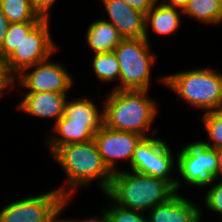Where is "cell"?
I'll return each mask as SVG.
<instances>
[{
    "instance_id": "cell-1",
    "label": "cell",
    "mask_w": 222,
    "mask_h": 222,
    "mask_svg": "<svg viewBox=\"0 0 222 222\" xmlns=\"http://www.w3.org/2000/svg\"><path fill=\"white\" fill-rule=\"evenodd\" d=\"M52 156L67 175L68 189H57L64 197L71 198L76 187L97 179L104 194L109 189L113 173L104 164L94 140L63 145Z\"/></svg>"
},
{
    "instance_id": "cell-2",
    "label": "cell",
    "mask_w": 222,
    "mask_h": 222,
    "mask_svg": "<svg viewBox=\"0 0 222 222\" xmlns=\"http://www.w3.org/2000/svg\"><path fill=\"white\" fill-rule=\"evenodd\" d=\"M147 93L148 90L112 89L103 107L104 126L148 137L146 133L158 110L156 102Z\"/></svg>"
},
{
    "instance_id": "cell-3",
    "label": "cell",
    "mask_w": 222,
    "mask_h": 222,
    "mask_svg": "<svg viewBox=\"0 0 222 222\" xmlns=\"http://www.w3.org/2000/svg\"><path fill=\"white\" fill-rule=\"evenodd\" d=\"M175 193V188L162 178L117 171L105 195L118 206L145 212L166 202Z\"/></svg>"
},
{
    "instance_id": "cell-4",
    "label": "cell",
    "mask_w": 222,
    "mask_h": 222,
    "mask_svg": "<svg viewBox=\"0 0 222 222\" xmlns=\"http://www.w3.org/2000/svg\"><path fill=\"white\" fill-rule=\"evenodd\" d=\"M192 107L222 110V74L211 68L182 71L160 80Z\"/></svg>"
},
{
    "instance_id": "cell-5",
    "label": "cell",
    "mask_w": 222,
    "mask_h": 222,
    "mask_svg": "<svg viewBox=\"0 0 222 222\" xmlns=\"http://www.w3.org/2000/svg\"><path fill=\"white\" fill-rule=\"evenodd\" d=\"M145 38H128L115 47L114 53L120 65V84L113 90H148L151 66L156 57L150 51Z\"/></svg>"
},
{
    "instance_id": "cell-6",
    "label": "cell",
    "mask_w": 222,
    "mask_h": 222,
    "mask_svg": "<svg viewBox=\"0 0 222 222\" xmlns=\"http://www.w3.org/2000/svg\"><path fill=\"white\" fill-rule=\"evenodd\" d=\"M69 200L57 189L16 200L0 211V222H56Z\"/></svg>"
},
{
    "instance_id": "cell-7",
    "label": "cell",
    "mask_w": 222,
    "mask_h": 222,
    "mask_svg": "<svg viewBox=\"0 0 222 222\" xmlns=\"http://www.w3.org/2000/svg\"><path fill=\"white\" fill-rule=\"evenodd\" d=\"M176 163L180 176L191 186H210L219 177L216 150L202 141L185 145L179 151Z\"/></svg>"
},
{
    "instance_id": "cell-8",
    "label": "cell",
    "mask_w": 222,
    "mask_h": 222,
    "mask_svg": "<svg viewBox=\"0 0 222 222\" xmlns=\"http://www.w3.org/2000/svg\"><path fill=\"white\" fill-rule=\"evenodd\" d=\"M171 152L170 147L163 140L146 137L136 146L129 166L134 172L168 181L178 192L181 181L179 178L172 177L171 173L175 166Z\"/></svg>"
},
{
    "instance_id": "cell-9",
    "label": "cell",
    "mask_w": 222,
    "mask_h": 222,
    "mask_svg": "<svg viewBox=\"0 0 222 222\" xmlns=\"http://www.w3.org/2000/svg\"><path fill=\"white\" fill-rule=\"evenodd\" d=\"M48 22L49 19H42L7 58L9 69L15 77L25 68L50 58L57 50Z\"/></svg>"
},
{
    "instance_id": "cell-10",
    "label": "cell",
    "mask_w": 222,
    "mask_h": 222,
    "mask_svg": "<svg viewBox=\"0 0 222 222\" xmlns=\"http://www.w3.org/2000/svg\"><path fill=\"white\" fill-rule=\"evenodd\" d=\"M50 58L36 65L25 68L16 76L18 85L26 87L27 93L54 92L66 94L73 85V78L69 72ZM35 67L30 73L26 71Z\"/></svg>"
},
{
    "instance_id": "cell-11",
    "label": "cell",
    "mask_w": 222,
    "mask_h": 222,
    "mask_svg": "<svg viewBox=\"0 0 222 222\" xmlns=\"http://www.w3.org/2000/svg\"><path fill=\"white\" fill-rule=\"evenodd\" d=\"M144 137L134 132L117 131L102 126L94 135V142L98 148L104 164L112 172H117V160H131L136 146Z\"/></svg>"
},
{
    "instance_id": "cell-12",
    "label": "cell",
    "mask_w": 222,
    "mask_h": 222,
    "mask_svg": "<svg viewBox=\"0 0 222 222\" xmlns=\"http://www.w3.org/2000/svg\"><path fill=\"white\" fill-rule=\"evenodd\" d=\"M109 22L123 39L145 38V14L131 8L123 0H102Z\"/></svg>"
},
{
    "instance_id": "cell-13",
    "label": "cell",
    "mask_w": 222,
    "mask_h": 222,
    "mask_svg": "<svg viewBox=\"0 0 222 222\" xmlns=\"http://www.w3.org/2000/svg\"><path fill=\"white\" fill-rule=\"evenodd\" d=\"M199 206L177 192L149 212V222H201Z\"/></svg>"
},
{
    "instance_id": "cell-14",
    "label": "cell",
    "mask_w": 222,
    "mask_h": 222,
    "mask_svg": "<svg viewBox=\"0 0 222 222\" xmlns=\"http://www.w3.org/2000/svg\"><path fill=\"white\" fill-rule=\"evenodd\" d=\"M17 108L32 116L54 118L55 123L64 115L67 94L54 92L25 93Z\"/></svg>"
},
{
    "instance_id": "cell-15",
    "label": "cell",
    "mask_w": 222,
    "mask_h": 222,
    "mask_svg": "<svg viewBox=\"0 0 222 222\" xmlns=\"http://www.w3.org/2000/svg\"><path fill=\"white\" fill-rule=\"evenodd\" d=\"M56 123L85 124L96 134L104 125L103 110L99 111L86 96L70 102L66 100L64 115Z\"/></svg>"
},
{
    "instance_id": "cell-16",
    "label": "cell",
    "mask_w": 222,
    "mask_h": 222,
    "mask_svg": "<svg viewBox=\"0 0 222 222\" xmlns=\"http://www.w3.org/2000/svg\"><path fill=\"white\" fill-rule=\"evenodd\" d=\"M180 13H183L180 9L170 7L162 3L158 4V2H156V4L145 15V39L149 42V24L151 25L153 32L156 34L169 35L174 33V31H176L180 26Z\"/></svg>"
},
{
    "instance_id": "cell-17",
    "label": "cell",
    "mask_w": 222,
    "mask_h": 222,
    "mask_svg": "<svg viewBox=\"0 0 222 222\" xmlns=\"http://www.w3.org/2000/svg\"><path fill=\"white\" fill-rule=\"evenodd\" d=\"M118 30L107 20H96L87 29L86 40L96 53L112 52L122 41Z\"/></svg>"
},
{
    "instance_id": "cell-18",
    "label": "cell",
    "mask_w": 222,
    "mask_h": 222,
    "mask_svg": "<svg viewBox=\"0 0 222 222\" xmlns=\"http://www.w3.org/2000/svg\"><path fill=\"white\" fill-rule=\"evenodd\" d=\"M53 131L57 135L48 140L51 155L63 145L92 141L95 135L85 124L78 123H54Z\"/></svg>"
},
{
    "instance_id": "cell-19",
    "label": "cell",
    "mask_w": 222,
    "mask_h": 222,
    "mask_svg": "<svg viewBox=\"0 0 222 222\" xmlns=\"http://www.w3.org/2000/svg\"><path fill=\"white\" fill-rule=\"evenodd\" d=\"M183 14L211 25L222 21V7L217 0H189Z\"/></svg>"
},
{
    "instance_id": "cell-20",
    "label": "cell",
    "mask_w": 222,
    "mask_h": 222,
    "mask_svg": "<svg viewBox=\"0 0 222 222\" xmlns=\"http://www.w3.org/2000/svg\"><path fill=\"white\" fill-rule=\"evenodd\" d=\"M0 7L10 23L40 22L43 19L33 10L30 0H0Z\"/></svg>"
},
{
    "instance_id": "cell-21",
    "label": "cell",
    "mask_w": 222,
    "mask_h": 222,
    "mask_svg": "<svg viewBox=\"0 0 222 222\" xmlns=\"http://www.w3.org/2000/svg\"><path fill=\"white\" fill-rule=\"evenodd\" d=\"M93 68L96 77L102 81L120 80V65L115 53H96L93 58Z\"/></svg>"
},
{
    "instance_id": "cell-22",
    "label": "cell",
    "mask_w": 222,
    "mask_h": 222,
    "mask_svg": "<svg viewBox=\"0 0 222 222\" xmlns=\"http://www.w3.org/2000/svg\"><path fill=\"white\" fill-rule=\"evenodd\" d=\"M39 22L11 23L0 51L8 58Z\"/></svg>"
},
{
    "instance_id": "cell-23",
    "label": "cell",
    "mask_w": 222,
    "mask_h": 222,
    "mask_svg": "<svg viewBox=\"0 0 222 222\" xmlns=\"http://www.w3.org/2000/svg\"><path fill=\"white\" fill-rule=\"evenodd\" d=\"M202 119L212 144L210 141L202 142L210 148L217 149L222 147V110L204 112Z\"/></svg>"
},
{
    "instance_id": "cell-24",
    "label": "cell",
    "mask_w": 222,
    "mask_h": 222,
    "mask_svg": "<svg viewBox=\"0 0 222 222\" xmlns=\"http://www.w3.org/2000/svg\"><path fill=\"white\" fill-rule=\"evenodd\" d=\"M112 204L109 209H105L109 222H149V218L144 216L143 211L127 209L114 202Z\"/></svg>"
},
{
    "instance_id": "cell-25",
    "label": "cell",
    "mask_w": 222,
    "mask_h": 222,
    "mask_svg": "<svg viewBox=\"0 0 222 222\" xmlns=\"http://www.w3.org/2000/svg\"><path fill=\"white\" fill-rule=\"evenodd\" d=\"M204 199L207 209L221 215L222 220V181L214 184L208 190Z\"/></svg>"
},
{
    "instance_id": "cell-26",
    "label": "cell",
    "mask_w": 222,
    "mask_h": 222,
    "mask_svg": "<svg viewBox=\"0 0 222 222\" xmlns=\"http://www.w3.org/2000/svg\"><path fill=\"white\" fill-rule=\"evenodd\" d=\"M56 0H30L33 10L43 19L49 18V11Z\"/></svg>"
},
{
    "instance_id": "cell-27",
    "label": "cell",
    "mask_w": 222,
    "mask_h": 222,
    "mask_svg": "<svg viewBox=\"0 0 222 222\" xmlns=\"http://www.w3.org/2000/svg\"><path fill=\"white\" fill-rule=\"evenodd\" d=\"M131 8L146 13L156 4L157 0H123Z\"/></svg>"
},
{
    "instance_id": "cell-28",
    "label": "cell",
    "mask_w": 222,
    "mask_h": 222,
    "mask_svg": "<svg viewBox=\"0 0 222 222\" xmlns=\"http://www.w3.org/2000/svg\"><path fill=\"white\" fill-rule=\"evenodd\" d=\"M10 24L11 23L9 22L7 17L4 15L0 7V48L2 47L4 43L5 36L9 29Z\"/></svg>"
},
{
    "instance_id": "cell-29",
    "label": "cell",
    "mask_w": 222,
    "mask_h": 222,
    "mask_svg": "<svg viewBox=\"0 0 222 222\" xmlns=\"http://www.w3.org/2000/svg\"><path fill=\"white\" fill-rule=\"evenodd\" d=\"M15 79V76H0V97L4 95V90L6 88H10V86L11 89L14 88L13 86L14 82L16 81Z\"/></svg>"
},
{
    "instance_id": "cell-30",
    "label": "cell",
    "mask_w": 222,
    "mask_h": 222,
    "mask_svg": "<svg viewBox=\"0 0 222 222\" xmlns=\"http://www.w3.org/2000/svg\"><path fill=\"white\" fill-rule=\"evenodd\" d=\"M0 76H14L10 71L7 57L0 51Z\"/></svg>"
},
{
    "instance_id": "cell-31",
    "label": "cell",
    "mask_w": 222,
    "mask_h": 222,
    "mask_svg": "<svg viewBox=\"0 0 222 222\" xmlns=\"http://www.w3.org/2000/svg\"><path fill=\"white\" fill-rule=\"evenodd\" d=\"M157 1L159 2V0ZM188 1L189 0H167L166 2L165 0H163L161 3L184 11V9L187 7Z\"/></svg>"
},
{
    "instance_id": "cell-32",
    "label": "cell",
    "mask_w": 222,
    "mask_h": 222,
    "mask_svg": "<svg viewBox=\"0 0 222 222\" xmlns=\"http://www.w3.org/2000/svg\"><path fill=\"white\" fill-rule=\"evenodd\" d=\"M103 212V216L98 219V218H91V219H83V220H70L71 222H109L107 213L105 211Z\"/></svg>"
},
{
    "instance_id": "cell-33",
    "label": "cell",
    "mask_w": 222,
    "mask_h": 222,
    "mask_svg": "<svg viewBox=\"0 0 222 222\" xmlns=\"http://www.w3.org/2000/svg\"><path fill=\"white\" fill-rule=\"evenodd\" d=\"M218 156L219 176L222 175V147L215 149Z\"/></svg>"
},
{
    "instance_id": "cell-34",
    "label": "cell",
    "mask_w": 222,
    "mask_h": 222,
    "mask_svg": "<svg viewBox=\"0 0 222 222\" xmlns=\"http://www.w3.org/2000/svg\"><path fill=\"white\" fill-rule=\"evenodd\" d=\"M56 222H71L70 220H63V219H58Z\"/></svg>"
},
{
    "instance_id": "cell-35",
    "label": "cell",
    "mask_w": 222,
    "mask_h": 222,
    "mask_svg": "<svg viewBox=\"0 0 222 222\" xmlns=\"http://www.w3.org/2000/svg\"><path fill=\"white\" fill-rule=\"evenodd\" d=\"M218 1V3L221 5V7H222V0H217Z\"/></svg>"
}]
</instances>
